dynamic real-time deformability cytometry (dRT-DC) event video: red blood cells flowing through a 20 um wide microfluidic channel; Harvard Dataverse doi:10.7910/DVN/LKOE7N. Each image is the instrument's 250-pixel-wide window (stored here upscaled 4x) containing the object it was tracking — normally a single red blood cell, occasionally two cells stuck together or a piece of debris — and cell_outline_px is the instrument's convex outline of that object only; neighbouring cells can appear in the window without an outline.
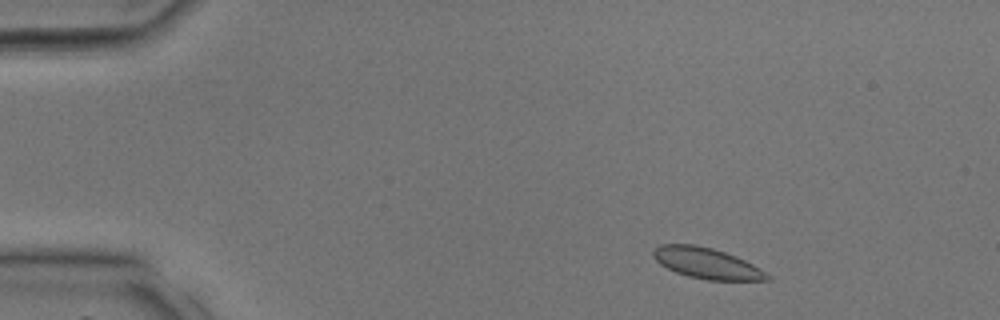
{"species": "common noctule bat (a hibernating species)", "species_latin": "Nyctalus noctula", "temperature_condition": "room temperature", "stored_images_in_passage": 35, "camera_frame_rate_fps": 3000, "um_per_image_px": 0.085, "animal": {"sex": "male", "body_mass_g": 17.9, "forearm_length_mm": 54.2}, "frame": {"image": 1, "passage_image": 3, "time_ms": 0.667, "image_size_px": [1000, 320], "cell_outline_px": [[772, 276], [768, 280], [708, 280], [688, 276], [676, 272], [660, 264], [652, 256], [652, 252], [660, 244], [696, 244], [712, 248], [736, 256], [760, 268]], "centroid_in_image_um": [60.07, 22.37], "position_along_channel_um": 24.9, "area_um2": 20.4}}
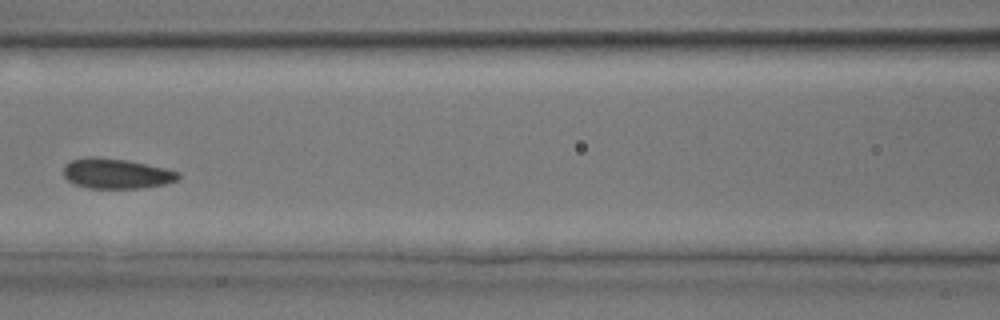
{"frame": {"image": 2, "passage_image": 15, "time_ms": 4.667, "image_size_px": [1000, 320], "cell_outline_px": [[180, 176], [176, 180], [164, 184], [140, 188], [88, 188], [76, 184], [68, 180], [64, 176], [64, 164], [68, 160], [84, 156], [96, 156], [128, 160], [164, 168], [180, 172]], "centroid_in_image_um": [9.84, 14.73], "position_along_channel_um": 156.8, "area_um2": 20.29}}
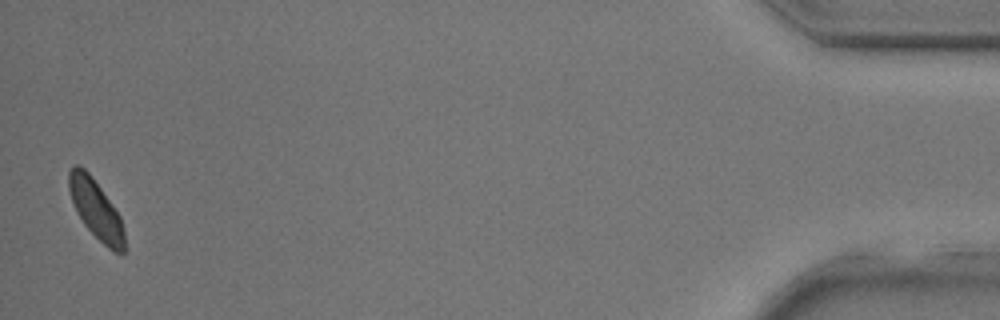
{"frame": {"image": 3, "passage_image": 35, "time_ms": 11.333, "image_size_px": [1000, 320], "cell_outline_px": [[124, 252], [112, 252], [84, 224], [76, 212], [68, 188], [68, 172], [76, 164], [84, 168], [88, 172], [100, 188], [120, 216], [124, 232]], "centroid_in_image_um": [8.13, 17.79], "position_along_channel_um": 427.1, "area_um2": 18.67}}